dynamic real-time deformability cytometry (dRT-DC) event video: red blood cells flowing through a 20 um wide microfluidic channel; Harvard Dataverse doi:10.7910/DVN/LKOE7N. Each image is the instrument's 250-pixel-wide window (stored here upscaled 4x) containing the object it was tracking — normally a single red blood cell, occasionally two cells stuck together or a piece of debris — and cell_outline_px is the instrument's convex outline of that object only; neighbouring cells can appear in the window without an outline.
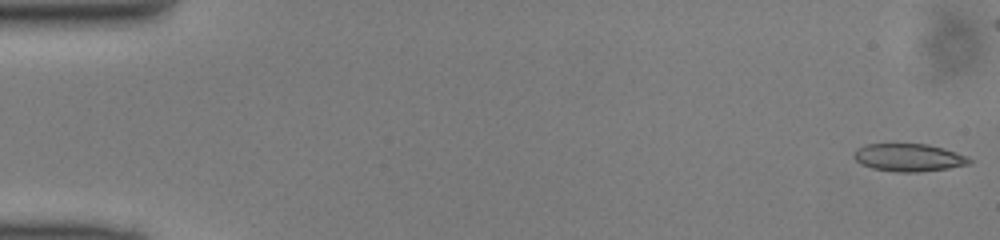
{"species": "common noctule bat (a hibernating species)", "species_latin": "Nyctalus noctula", "temperature_condition": "cold", "stored_images_in_passage": 49, "camera_frame_rate_fps": 3000, "um_per_image_px": 0.085, "animal": {"sex": "male", "body_mass_g": 13.0, "forearm_length_mm": 53.1}, "frame": {"image": 1, "passage_image": 1, "time_ms": 0.0, "image_size_px": [1000, 240], "cell_outline_px": [[972, 164], [948, 168], [920, 172], [896, 172], [872, 168], [860, 164], [852, 156], [852, 152], [856, 148], [864, 144], [928, 144], [944, 148], [968, 156], [972, 160]], "centroid_in_image_um": [77.23, 13.39], "position_along_channel_um": 7.8, "area_um2": 18.96}}
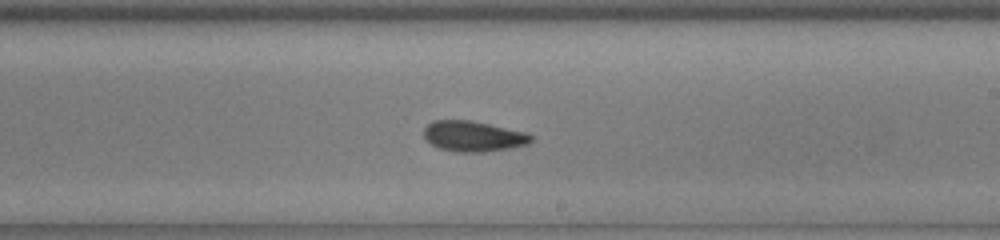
{"frame": {"image": 2, "passage_image": 29, "time_ms": 9.333, "image_size_px": [1000, 240], "cell_outline_px": [[532, 140], [528, 144], [508, 148], [484, 152], [456, 152], [440, 148], [432, 144], [424, 136], [424, 128], [432, 120], [468, 120], [488, 124], [524, 132], [532, 136]], "centroid_in_image_um": [40.2, 11.58], "position_along_channel_um": 248.8, "area_um2": 18.79}}
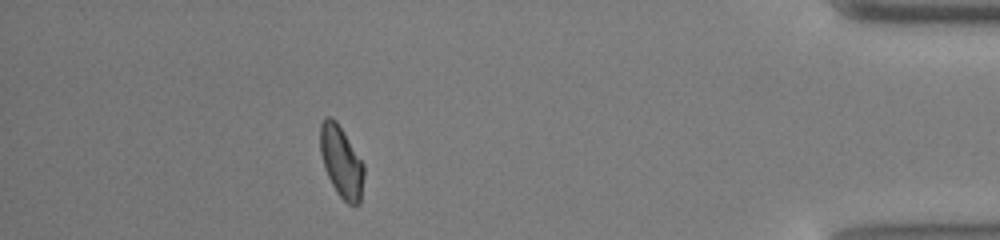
{"frame": {"image": 3, "passage_image": 44, "time_ms": 14.333, "image_size_px": [1000, 240], "cell_outline_px": [[364, 176], [360, 204], [356, 208], [348, 204], [336, 192], [324, 168], [320, 152], [320, 124], [324, 116], [332, 116], [336, 120], [364, 164]], "centroid_in_image_um": [29.01, 13.76], "position_along_channel_um": 406.2, "area_um2": 18.44}}